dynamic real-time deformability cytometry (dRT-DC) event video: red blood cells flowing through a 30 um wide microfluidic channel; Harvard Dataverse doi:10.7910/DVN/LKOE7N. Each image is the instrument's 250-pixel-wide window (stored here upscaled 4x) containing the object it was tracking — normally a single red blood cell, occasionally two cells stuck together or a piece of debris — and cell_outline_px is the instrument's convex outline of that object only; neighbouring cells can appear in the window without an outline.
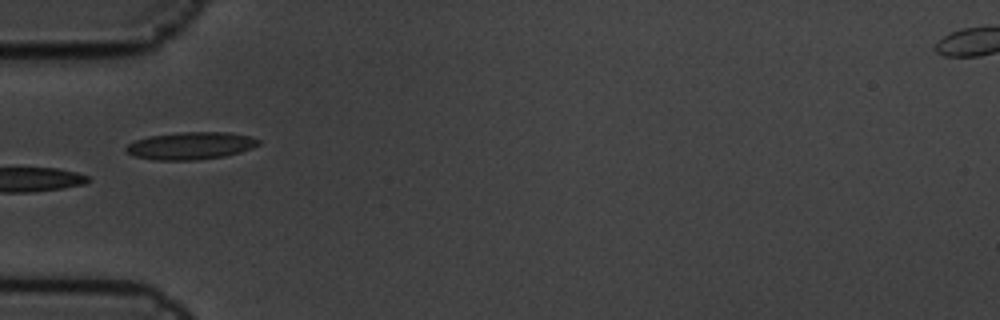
{"species": "common noctule bat (a hibernating species)", "species_latin": "Nyctalus noctula", "temperature_condition": "cold", "stored_images_in_passage": 14, "camera_frame_rate_fps": 3000, "um_per_image_px": 0.085, "animal": {"sex": "male", "body_mass_g": 19.5, "forearm_length_mm": 54.6}, "frame": {"image": 1, "passage_image": 3, "time_ms": 0.667, "image_size_px": [1000, 320], "cell_outline_px": [[260, 144], [252, 148], [240, 152], [224, 156], [196, 160], [156, 160], [132, 156], [124, 148], [128, 144], [136, 140], [148, 136], [180, 132], [228, 132], [248, 136], [260, 140]], "centroid_in_image_um": [16.19, 12.39], "position_along_channel_um": 68.8, "area_um2": 21.15}}